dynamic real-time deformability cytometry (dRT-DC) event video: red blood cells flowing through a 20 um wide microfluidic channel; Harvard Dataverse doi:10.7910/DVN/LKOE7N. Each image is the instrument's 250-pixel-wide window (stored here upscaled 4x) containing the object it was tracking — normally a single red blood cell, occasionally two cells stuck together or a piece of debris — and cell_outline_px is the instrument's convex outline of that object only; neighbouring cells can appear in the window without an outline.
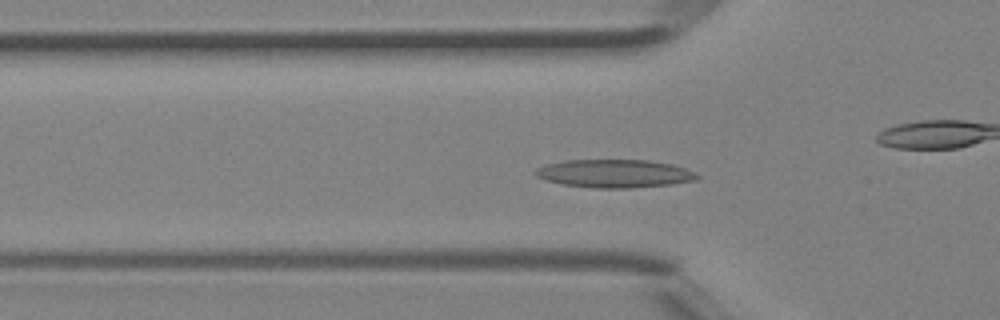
{"species": "Egyptian fruit bat (a non-hibernating species)", "species_latin": "Rousettus aegyptiacus", "temperature_condition": "room temperature", "stored_images_in_passage": 37, "camera_frame_rate_fps": 3000, "um_per_image_px": 0.085, "animal": {"sex": "female"}, "frame": {"image": 1, "passage_image": 6, "time_ms": 1.667, "image_size_px": [1000, 320], "cell_outline_px": [[700, 176], [696, 180], [672, 184], [628, 188], [592, 188], [564, 184], [544, 180], [536, 176], [532, 172], [536, 168], [548, 164], [564, 160], [648, 160], [672, 164], [696, 172]], "centroid_in_image_um": [52.22, 14.75], "position_along_channel_um": 73.6, "area_um2": 26.59}, "authors_computed_cell_mechanics": {"area_um2": 23.4668, "velocity_mm_per_s": 4.4885, "shape_relaxation_time_tau1_ms": 9.6992, "shape_relaxation_time_tau2_ms": 5.5606, "deformation_change_tau1": 0.2173, "deformation_change_tau2": 0.1099}}